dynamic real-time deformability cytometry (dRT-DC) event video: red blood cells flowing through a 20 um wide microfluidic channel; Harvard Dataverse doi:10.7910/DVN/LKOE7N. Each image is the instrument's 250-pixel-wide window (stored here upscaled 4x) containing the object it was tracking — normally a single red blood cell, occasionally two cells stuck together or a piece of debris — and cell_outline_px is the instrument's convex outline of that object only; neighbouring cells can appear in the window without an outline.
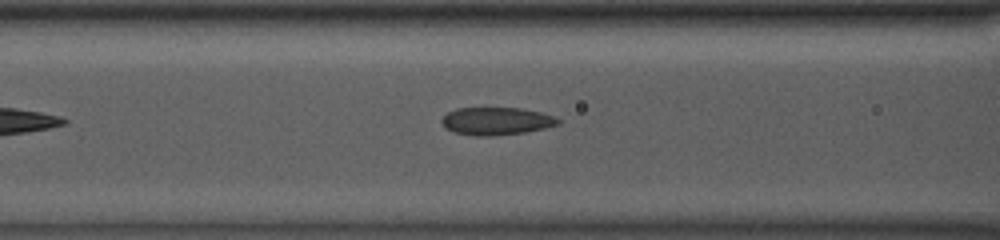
{"species": "common noctule bat (a hibernating species)", "species_latin": "Nyctalus noctula", "temperature_condition": "room temperature", "stored_images_in_passage": 39, "camera_frame_rate_fps": 3000, "um_per_image_px": 0.085, "animal": {"sex": "male", "body_mass_g": 13.0, "forearm_length_mm": 53.1}, "frame": {"image": 1, "passage_image": 10, "time_ms": 3.0, "image_size_px": [1000, 240], "cell_outline_px": [[560, 124], [544, 128], [524, 132], [492, 136], [472, 136], [456, 132], [448, 128], [440, 120], [448, 112], [456, 108], [520, 108], [540, 112], [552, 116], [560, 120]], "centroid_in_image_um": [42.19, 10.29], "position_along_channel_um": 124.4, "area_um2": 18.55}}
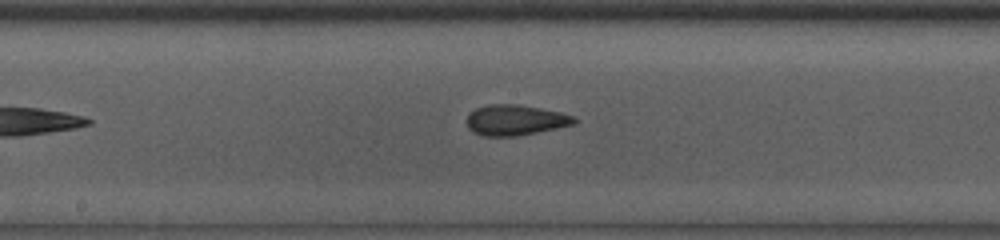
{"frame": {"image": 2, "passage_image": 16, "time_ms": 5.0, "image_size_px": [1000, 240], "cell_outline_px": [[576, 124], [516, 136], [484, 136], [472, 132], [468, 128], [468, 116], [476, 108], [488, 104], [516, 104], [540, 108], [560, 112], [572, 116], [576, 120]], "centroid_in_image_um": [43.79, 10.21], "position_along_channel_um": 204.4, "area_um2": 18.9}}
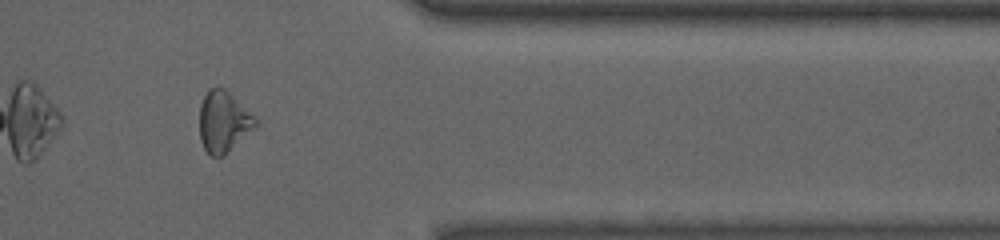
{"frame": {"image": 3, "passage_image": 31, "time_ms": 10.0, "image_size_px": [1000, 240], "cell_outline_px": [[260, 124], [224, 156], [212, 156], [204, 148], [200, 140], [200, 104], [208, 88], [224, 88], [256, 116], [260, 120]], "centroid_in_image_um": [19.04, 10.35], "position_along_channel_um": 392.4, "area_um2": 20.17}, "authors_computed_cell_mechanics": {"area_um2": 19.5364, "velocity_mm_per_s": 3.9733, "shape_relaxation_time_tau1_ms": 3.4695, "shape_relaxation_time_tau2_ms": 3.3711, "deformation_change_tau1": 0.0975, "deformation_change_tau2": 0.1077}}